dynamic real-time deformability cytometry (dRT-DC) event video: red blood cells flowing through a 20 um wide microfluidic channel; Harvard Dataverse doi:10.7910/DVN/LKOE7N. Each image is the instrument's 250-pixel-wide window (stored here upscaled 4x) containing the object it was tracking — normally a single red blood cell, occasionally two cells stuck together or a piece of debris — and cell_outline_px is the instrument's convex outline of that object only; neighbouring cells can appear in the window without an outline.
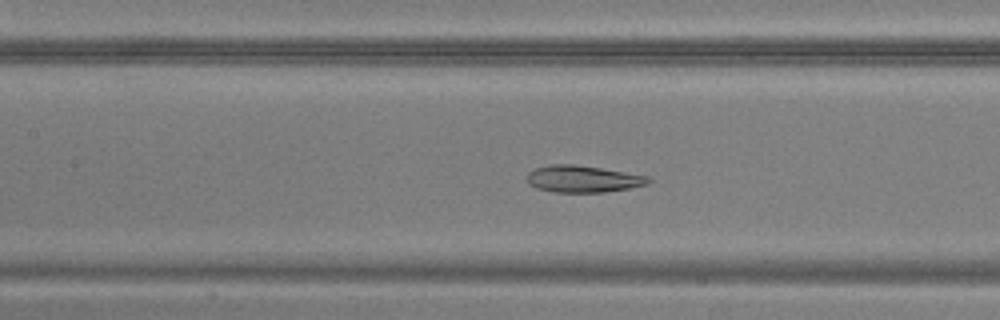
{"species": "common noctule bat (a hibernating species)", "species_latin": "Nyctalus noctula", "temperature_condition": "warm", "stored_images_in_passage": 49, "camera_frame_rate_fps": 3000, "um_per_image_px": 0.085, "animal": {"sex": "male", "body_mass_g": 20.5, "forearm_length_mm": 52.5}, "frame": {"image": 1, "passage_image": 22, "time_ms": 7.0, "image_size_px": [1000, 320], "cell_outline_px": [[652, 180], [648, 184], [628, 188], [604, 192], [552, 192], [536, 188], [528, 184], [528, 172], [536, 168], [552, 164], [572, 164], [600, 168], [648, 176]], "centroid_in_image_um": [49.53, 15.21], "position_along_channel_um": 157.9, "area_um2": 18.84}}
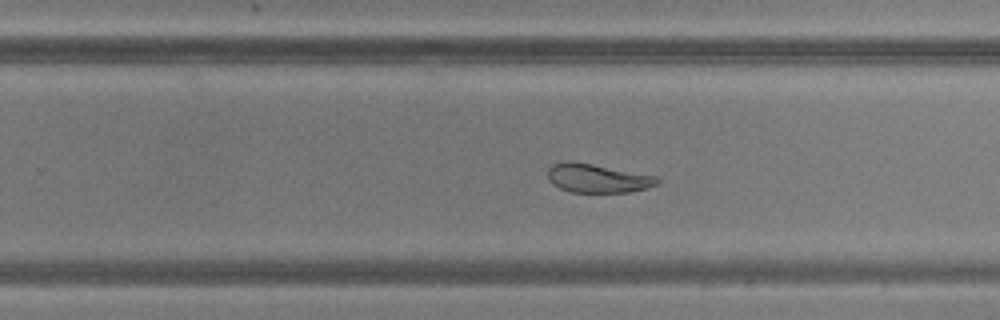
{"frame": {"image": 2, "passage_image": 31, "time_ms": 10.0, "image_size_px": [1000, 320], "cell_outline_px": [[660, 184], [648, 188], [628, 192], [572, 192], [560, 188], [552, 184], [548, 180], [548, 168], [552, 164], [564, 160], [572, 160], [656, 176], [660, 180]], "centroid_in_image_um": [50.77, 15.14], "position_along_channel_um": 279.0, "area_um2": 18.55}}
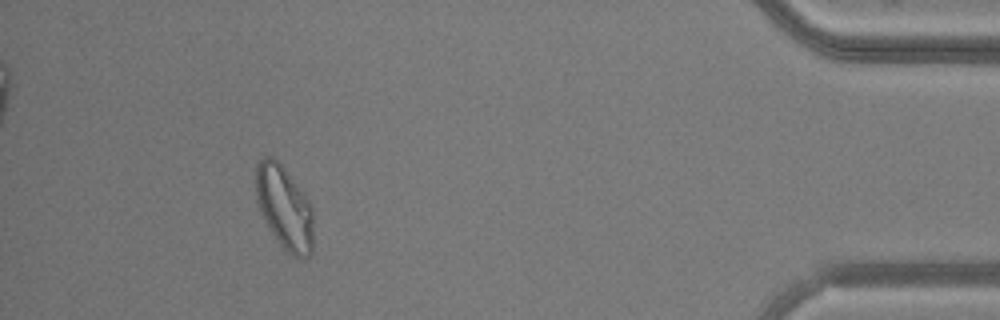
{"frame": {"image": 3, "passage_image": 45, "time_ms": 14.667, "image_size_px": [1000, 320], "cell_outline_px": [[312, 252], [308, 256], [300, 260], [292, 256], [280, 244], [264, 220], [260, 212], [256, 200], [256, 164], [264, 156], [272, 156], [284, 168], [312, 204]], "centroid_in_image_um": [24.17, 17.66], "position_along_channel_um": 411.0, "area_um2": 27.92}}